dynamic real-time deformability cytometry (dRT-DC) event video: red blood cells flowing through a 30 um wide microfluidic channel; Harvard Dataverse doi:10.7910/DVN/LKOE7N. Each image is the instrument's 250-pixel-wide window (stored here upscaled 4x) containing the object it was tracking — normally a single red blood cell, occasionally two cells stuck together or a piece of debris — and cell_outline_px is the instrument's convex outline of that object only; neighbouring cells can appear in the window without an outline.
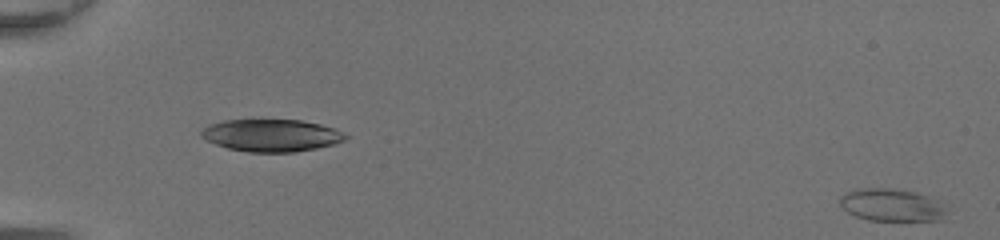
{"species": "common noctule bat (a hibernating species)", "species_latin": "Nyctalus noctula", "temperature_condition": "room temperature", "stored_images_in_passage": 49, "camera_frame_rate_fps": 3000, "um_per_image_px": 0.085, "animal": {"sex": "female", "body_mass_g": 20.0, "forearm_length_mm": 54.0}, "frame": {"image": 1, "passage_image": 1, "time_ms": 0.0, "image_size_px": [1000, 240], "cell_outline_px": [[948, 212], [944, 220], [868, 220], [856, 216], [848, 212], [840, 204], [840, 196], [844, 192], [856, 188], [892, 188], [916, 192], [928, 196], [936, 200]], "centroid_in_image_um": [75.78, 17.42], "position_along_channel_um": 9.2, "area_um2": 20.29}}
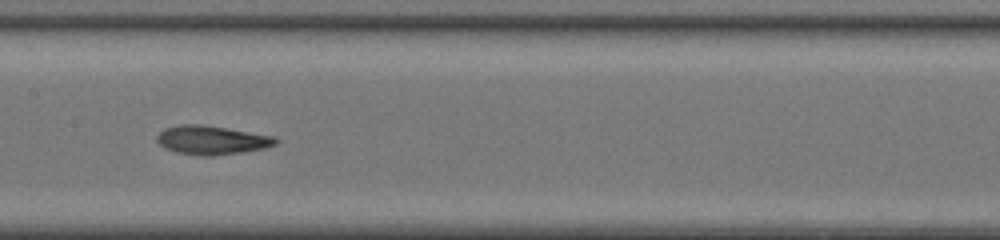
{"frame": {"image": 2, "passage_image": 27, "time_ms": 8.667, "image_size_px": [1000, 240], "cell_outline_px": [[280, 140], [276, 144], [264, 148], [240, 152], [212, 156], [200, 156], [176, 152], [164, 148], [156, 140], [156, 136], [164, 128], [180, 124], [200, 124], [276, 136]], "centroid_in_image_um": [17.99, 11.9], "position_along_channel_um": 189.4, "area_um2": 20.0}}
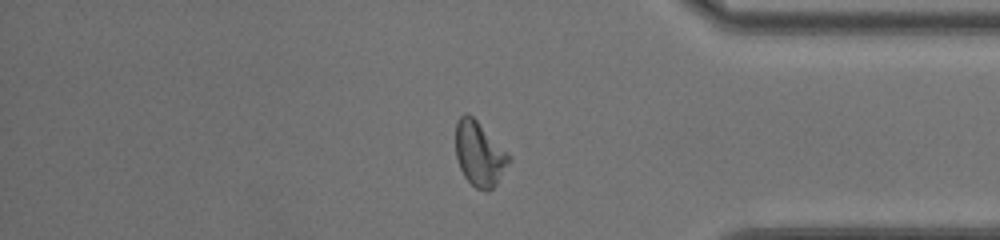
{"frame": {"image": 3, "passage_image": 42, "time_ms": 13.667, "image_size_px": [1000, 240], "cell_outline_px": [[512, 156], [496, 184], [488, 192], [484, 192], [476, 188], [464, 176], [460, 168], [456, 156], [456, 120], [464, 112], [468, 112]], "centroid_in_image_um": [40.73, 13.07], "position_along_channel_um": 394.5, "area_um2": 19.94}, "authors_computed_cell_mechanics": {"area_um2": 20.1722, "velocity_mm_per_s": 4.4057, "shape_relaxation_time_tau1_ms": null, "shape_relaxation_time_tau2_ms": 2.3636, "deformation_change_tau1": null, "deformation_change_tau2": 0.0982}}